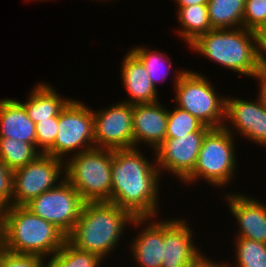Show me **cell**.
<instances>
[{
    "instance_id": "6",
    "label": "cell",
    "mask_w": 266,
    "mask_h": 267,
    "mask_svg": "<svg viewBox=\"0 0 266 267\" xmlns=\"http://www.w3.org/2000/svg\"><path fill=\"white\" fill-rule=\"evenodd\" d=\"M235 138L225 127L211 128L202 141L193 171L182 182L193 186L196 182L205 180L219 190L223 186V189L227 188L238 168Z\"/></svg>"
},
{
    "instance_id": "16",
    "label": "cell",
    "mask_w": 266,
    "mask_h": 267,
    "mask_svg": "<svg viewBox=\"0 0 266 267\" xmlns=\"http://www.w3.org/2000/svg\"><path fill=\"white\" fill-rule=\"evenodd\" d=\"M157 219V220H156ZM159 220V221H158ZM146 225V226H145ZM131 226L140 233L128 243L129 257L136 267H161L163 260V220L157 217L134 218ZM142 228V229H141Z\"/></svg>"
},
{
    "instance_id": "20",
    "label": "cell",
    "mask_w": 266,
    "mask_h": 267,
    "mask_svg": "<svg viewBox=\"0 0 266 267\" xmlns=\"http://www.w3.org/2000/svg\"><path fill=\"white\" fill-rule=\"evenodd\" d=\"M49 83L39 82L32 87L27 99L20 101L27 111L28 117L37 123L49 117H59L62 109L72 99L65 97ZM27 100V101H26Z\"/></svg>"
},
{
    "instance_id": "22",
    "label": "cell",
    "mask_w": 266,
    "mask_h": 267,
    "mask_svg": "<svg viewBox=\"0 0 266 267\" xmlns=\"http://www.w3.org/2000/svg\"><path fill=\"white\" fill-rule=\"evenodd\" d=\"M246 0H208V16L213 29L243 27Z\"/></svg>"
},
{
    "instance_id": "17",
    "label": "cell",
    "mask_w": 266,
    "mask_h": 267,
    "mask_svg": "<svg viewBox=\"0 0 266 267\" xmlns=\"http://www.w3.org/2000/svg\"><path fill=\"white\" fill-rule=\"evenodd\" d=\"M168 108L160 101L133 105L134 148L143 143L155 151L166 139ZM140 144V145H139Z\"/></svg>"
},
{
    "instance_id": "2",
    "label": "cell",
    "mask_w": 266,
    "mask_h": 267,
    "mask_svg": "<svg viewBox=\"0 0 266 267\" xmlns=\"http://www.w3.org/2000/svg\"><path fill=\"white\" fill-rule=\"evenodd\" d=\"M134 217L117 204L100 201L86 202L81 216L66 239L77 249L97 254L103 260L118 245L124 230L131 227Z\"/></svg>"
},
{
    "instance_id": "24",
    "label": "cell",
    "mask_w": 266,
    "mask_h": 267,
    "mask_svg": "<svg viewBox=\"0 0 266 267\" xmlns=\"http://www.w3.org/2000/svg\"><path fill=\"white\" fill-rule=\"evenodd\" d=\"M48 259L47 262L52 267H101L105 262L95 253L75 248L67 239Z\"/></svg>"
},
{
    "instance_id": "7",
    "label": "cell",
    "mask_w": 266,
    "mask_h": 267,
    "mask_svg": "<svg viewBox=\"0 0 266 267\" xmlns=\"http://www.w3.org/2000/svg\"><path fill=\"white\" fill-rule=\"evenodd\" d=\"M112 149L92 148L65 161V179L86 202L112 203Z\"/></svg>"
},
{
    "instance_id": "13",
    "label": "cell",
    "mask_w": 266,
    "mask_h": 267,
    "mask_svg": "<svg viewBox=\"0 0 266 267\" xmlns=\"http://www.w3.org/2000/svg\"><path fill=\"white\" fill-rule=\"evenodd\" d=\"M225 121L224 127L235 137L239 134L240 138L266 147V108L258 99L226 96Z\"/></svg>"
},
{
    "instance_id": "21",
    "label": "cell",
    "mask_w": 266,
    "mask_h": 267,
    "mask_svg": "<svg viewBox=\"0 0 266 267\" xmlns=\"http://www.w3.org/2000/svg\"><path fill=\"white\" fill-rule=\"evenodd\" d=\"M176 17L179 22V29L176 34L187 46L192 43L199 35L211 31L207 5H192L176 10Z\"/></svg>"
},
{
    "instance_id": "4",
    "label": "cell",
    "mask_w": 266,
    "mask_h": 267,
    "mask_svg": "<svg viewBox=\"0 0 266 267\" xmlns=\"http://www.w3.org/2000/svg\"><path fill=\"white\" fill-rule=\"evenodd\" d=\"M4 249L20 254H34L46 260L66 241L53 224L33 214L25 206L3 208Z\"/></svg>"
},
{
    "instance_id": "26",
    "label": "cell",
    "mask_w": 266,
    "mask_h": 267,
    "mask_svg": "<svg viewBox=\"0 0 266 267\" xmlns=\"http://www.w3.org/2000/svg\"><path fill=\"white\" fill-rule=\"evenodd\" d=\"M233 240L235 264L228 261L227 267H266V243L242 237Z\"/></svg>"
},
{
    "instance_id": "34",
    "label": "cell",
    "mask_w": 266,
    "mask_h": 267,
    "mask_svg": "<svg viewBox=\"0 0 266 267\" xmlns=\"http://www.w3.org/2000/svg\"><path fill=\"white\" fill-rule=\"evenodd\" d=\"M208 253H204L195 263H193L190 267H227V264L223 262L215 261L211 257H207Z\"/></svg>"
},
{
    "instance_id": "33",
    "label": "cell",
    "mask_w": 266,
    "mask_h": 267,
    "mask_svg": "<svg viewBox=\"0 0 266 267\" xmlns=\"http://www.w3.org/2000/svg\"><path fill=\"white\" fill-rule=\"evenodd\" d=\"M256 82L258 81L259 88L258 94H256L257 99L259 102L266 108V73L259 72L253 77Z\"/></svg>"
},
{
    "instance_id": "29",
    "label": "cell",
    "mask_w": 266,
    "mask_h": 267,
    "mask_svg": "<svg viewBox=\"0 0 266 267\" xmlns=\"http://www.w3.org/2000/svg\"><path fill=\"white\" fill-rule=\"evenodd\" d=\"M243 27L252 31L266 27V0H246Z\"/></svg>"
},
{
    "instance_id": "36",
    "label": "cell",
    "mask_w": 266,
    "mask_h": 267,
    "mask_svg": "<svg viewBox=\"0 0 266 267\" xmlns=\"http://www.w3.org/2000/svg\"><path fill=\"white\" fill-rule=\"evenodd\" d=\"M4 249V219L3 208L0 207V252Z\"/></svg>"
},
{
    "instance_id": "11",
    "label": "cell",
    "mask_w": 266,
    "mask_h": 267,
    "mask_svg": "<svg viewBox=\"0 0 266 267\" xmlns=\"http://www.w3.org/2000/svg\"><path fill=\"white\" fill-rule=\"evenodd\" d=\"M133 105L123 102L93 109L94 142L96 148H134Z\"/></svg>"
},
{
    "instance_id": "15",
    "label": "cell",
    "mask_w": 266,
    "mask_h": 267,
    "mask_svg": "<svg viewBox=\"0 0 266 267\" xmlns=\"http://www.w3.org/2000/svg\"><path fill=\"white\" fill-rule=\"evenodd\" d=\"M222 197L228 204L230 215L236 220L237 232L234 238L242 237L266 243V203L247 193L232 191Z\"/></svg>"
},
{
    "instance_id": "31",
    "label": "cell",
    "mask_w": 266,
    "mask_h": 267,
    "mask_svg": "<svg viewBox=\"0 0 266 267\" xmlns=\"http://www.w3.org/2000/svg\"><path fill=\"white\" fill-rule=\"evenodd\" d=\"M13 205V171L0 159V207Z\"/></svg>"
},
{
    "instance_id": "19",
    "label": "cell",
    "mask_w": 266,
    "mask_h": 267,
    "mask_svg": "<svg viewBox=\"0 0 266 267\" xmlns=\"http://www.w3.org/2000/svg\"><path fill=\"white\" fill-rule=\"evenodd\" d=\"M0 138H14L36 148L35 123L18 99H0Z\"/></svg>"
},
{
    "instance_id": "8",
    "label": "cell",
    "mask_w": 266,
    "mask_h": 267,
    "mask_svg": "<svg viewBox=\"0 0 266 267\" xmlns=\"http://www.w3.org/2000/svg\"><path fill=\"white\" fill-rule=\"evenodd\" d=\"M93 127V109L72 98L59 114L55 143L45 154L66 161L70 155L94 148Z\"/></svg>"
},
{
    "instance_id": "35",
    "label": "cell",
    "mask_w": 266,
    "mask_h": 267,
    "mask_svg": "<svg viewBox=\"0 0 266 267\" xmlns=\"http://www.w3.org/2000/svg\"><path fill=\"white\" fill-rule=\"evenodd\" d=\"M175 2L177 10L182 7L192 6V5H207L208 0H172Z\"/></svg>"
},
{
    "instance_id": "28",
    "label": "cell",
    "mask_w": 266,
    "mask_h": 267,
    "mask_svg": "<svg viewBox=\"0 0 266 267\" xmlns=\"http://www.w3.org/2000/svg\"><path fill=\"white\" fill-rule=\"evenodd\" d=\"M36 149L45 153L54 143L58 131V117H49L35 123Z\"/></svg>"
},
{
    "instance_id": "5",
    "label": "cell",
    "mask_w": 266,
    "mask_h": 267,
    "mask_svg": "<svg viewBox=\"0 0 266 267\" xmlns=\"http://www.w3.org/2000/svg\"><path fill=\"white\" fill-rule=\"evenodd\" d=\"M173 73L175 97L171 99L175 106L188 111L209 128L224 127L226 93H218L210 79L201 72L177 69Z\"/></svg>"
},
{
    "instance_id": "10",
    "label": "cell",
    "mask_w": 266,
    "mask_h": 267,
    "mask_svg": "<svg viewBox=\"0 0 266 267\" xmlns=\"http://www.w3.org/2000/svg\"><path fill=\"white\" fill-rule=\"evenodd\" d=\"M63 173L65 161L45 153L16 169L13 171V206H25L33 198L54 188L65 179Z\"/></svg>"
},
{
    "instance_id": "1",
    "label": "cell",
    "mask_w": 266,
    "mask_h": 267,
    "mask_svg": "<svg viewBox=\"0 0 266 267\" xmlns=\"http://www.w3.org/2000/svg\"><path fill=\"white\" fill-rule=\"evenodd\" d=\"M139 148L116 149L112 156V203L134 218L159 215L161 173L156 154L148 160Z\"/></svg>"
},
{
    "instance_id": "32",
    "label": "cell",
    "mask_w": 266,
    "mask_h": 267,
    "mask_svg": "<svg viewBox=\"0 0 266 267\" xmlns=\"http://www.w3.org/2000/svg\"><path fill=\"white\" fill-rule=\"evenodd\" d=\"M255 35L259 72L266 73V27L257 29Z\"/></svg>"
},
{
    "instance_id": "37",
    "label": "cell",
    "mask_w": 266,
    "mask_h": 267,
    "mask_svg": "<svg viewBox=\"0 0 266 267\" xmlns=\"http://www.w3.org/2000/svg\"><path fill=\"white\" fill-rule=\"evenodd\" d=\"M41 267H52L47 261Z\"/></svg>"
},
{
    "instance_id": "14",
    "label": "cell",
    "mask_w": 266,
    "mask_h": 267,
    "mask_svg": "<svg viewBox=\"0 0 266 267\" xmlns=\"http://www.w3.org/2000/svg\"><path fill=\"white\" fill-rule=\"evenodd\" d=\"M180 218L164 217L161 267H190L204 254L201 246L198 248L193 241L196 234L190 228L191 224H188L187 219Z\"/></svg>"
},
{
    "instance_id": "9",
    "label": "cell",
    "mask_w": 266,
    "mask_h": 267,
    "mask_svg": "<svg viewBox=\"0 0 266 267\" xmlns=\"http://www.w3.org/2000/svg\"><path fill=\"white\" fill-rule=\"evenodd\" d=\"M85 203L77 190L64 179L54 188L33 198L25 207L53 224L67 237L81 216Z\"/></svg>"
},
{
    "instance_id": "25",
    "label": "cell",
    "mask_w": 266,
    "mask_h": 267,
    "mask_svg": "<svg viewBox=\"0 0 266 267\" xmlns=\"http://www.w3.org/2000/svg\"><path fill=\"white\" fill-rule=\"evenodd\" d=\"M40 154L31 143L14 138H0V159L12 171L26 166Z\"/></svg>"
},
{
    "instance_id": "12",
    "label": "cell",
    "mask_w": 266,
    "mask_h": 267,
    "mask_svg": "<svg viewBox=\"0 0 266 267\" xmlns=\"http://www.w3.org/2000/svg\"><path fill=\"white\" fill-rule=\"evenodd\" d=\"M207 132H190L177 138H166L155 150L157 168L182 181L193 171L202 141Z\"/></svg>"
},
{
    "instance_id": "3",
    "label": "cell",
    "mask_w": 266,
    "mask_h": 267,
    "mask_svg": "<svg viewBox=\"0 0 266 267\" xmlns=\"http://www.w3.org/2000/svg\"><path fill=\"white\" fill-rule=\"evenodd\" d=\"M188 49L238 75L253 78L259 73L255 31L244 27L212 29L199 35Z\"/></svg>"
},
{
    "instance_id": "23",
    "label": "cell",
    "mask_w": 266,
    "mask_h": 267,
    "mask_svg": "<svg viewBox=\"0 0 266 267\" xmlns=\"http://www.w3.org/2000/svg\"><path fill=\"white\" fill-rule=\"evenodd\" d=\"M139 46H133L129 50L143 63L153 86L158 89L157 85L165 82L169 74H172L173 60L164 51L155 50V48L153 50L145 45Z\"/></svg>"
},
{
    "instance_id": "30",
    "label": "cell",
    "mask_w": 266,
    "mask_h": 267,
    "mask_svg": "<svg viewBox=\"0 0 266 267\" xmlns=\"http://www.w3.org/2000/svg\"><path fill=\"white\" fill-rule=\"evenodd\" d=\"M47 260L34 254H20L3 249L0 252V267H41Z\"/></svg>"
},
{
    "instance_id": "27",
    "label": "cell",
    "mask_w": 266,
    "mask_h": 267,
    "mask_svg": "<svg viewBox=\"0 0 266 267\" xmlns=\"http://www.w3.org/2000/svg\"><path fill=\"white\" fill-rule=\"evenodd\" d=\"M210 129L188 111L177 106L172 110L168 108L166 138H177L190 132H208Z\"/></svg>"
},
{
    "instance_id": "38",
    "label": "cell",
    "mask_w": 266,
    "mask_h": 267,
    "mask_svg": "<svg viewBox=\"0 0 266 267\" xmlns=\"http://www.w3.org/2000/svg\"><path fill=\"white\" fill-rule=\"evenodd\" d=\"M29 1V0H28ZM33 2H35V1H45V0H32ZM47 1V0H46ZM50 1V0H49ZM30 2H31V0H30Z\"/></svg>"
},
{
    "instance_id": "18",
    "label": "cell",
    "mask_w": 266,
    "mask_h": 267,
    "mask_svg": "<svg viewBox=\"0 0 266 267\" xmlns=\"http://www.w3.org/2000/svg\"><path fill=\"white\" fill-rule=\"evenodd\" d=\"M121 62L120 76L131 105L159 101L158 89L153 86L143 63L129 50Z\"/></svg>"
}]
</instances>
